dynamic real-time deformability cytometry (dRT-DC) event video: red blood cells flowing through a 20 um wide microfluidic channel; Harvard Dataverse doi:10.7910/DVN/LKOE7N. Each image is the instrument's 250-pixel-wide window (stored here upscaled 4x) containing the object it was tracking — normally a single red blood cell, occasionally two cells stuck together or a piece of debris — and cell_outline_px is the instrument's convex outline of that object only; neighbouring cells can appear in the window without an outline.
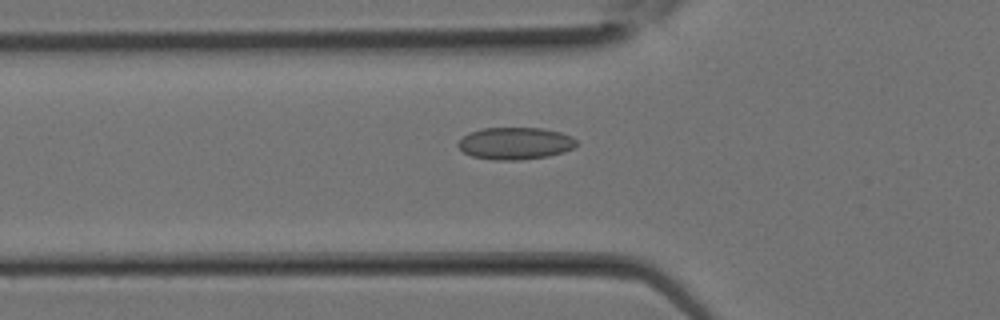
{"species": "Egyptian fruit bat (a non-hibernating species)", "species_latin": "Rousettus aegyptiacus", "temperature_condition": "room temperature", "stored_images_in_passage": 27, "camera_frame_rate_fps": 3000, "um_per_image_px": 0.085, "animal": {"sex": "female"}, "frame": {"image": 1, "passage_image": 9, "time_ms": 2.667, "image_size_px": [1000, 320], "cell_outline_px": [[576, 144], [572, 148], [564, 152], [548, 156], [520, 160], [492, 160], [472, 156], [464, 152], [456, 144], [464, 136], [472, 132], [484, 128], [540, 128], [560, 132], [572, 136], [576, 140]], "centroid_in_image_um": [43.8, 12.19], "position_along_channel_um": 82.0, "area_um2": 22.02}}
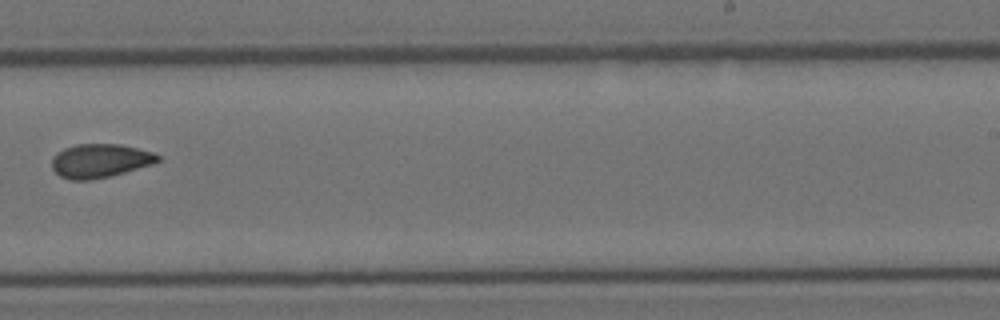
{"frame": {"image": 2, "passage_image": 17, "time_ms": 5.333, "image_size_px": [1000, 320], "cell_outline_px": [[160, 160], [152, 164], [124, 172], [108, 176], [88, 180], [72, 180], [60, 176], [52, 168], [52, 160], [56, 152], [64, 148], [76, 144], [120, 144], [152, 152], [160, 156]], "centroid_in_image_um": [8.47, 13.65], "position_along_channel_um": 280.5, "area_um2": 20.63}}
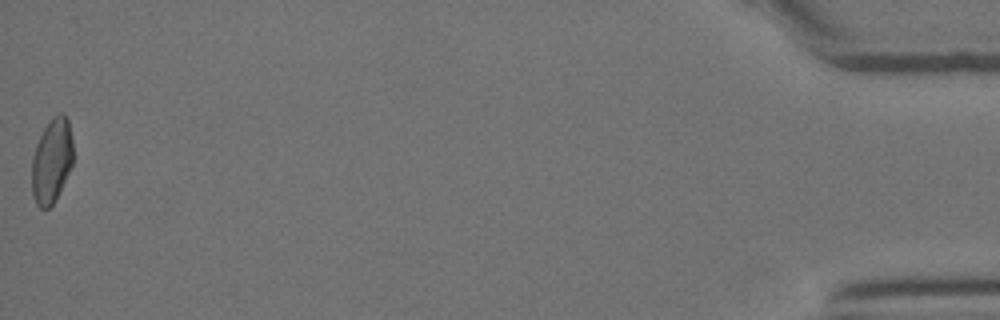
{"frame": {"image": 3, "passage_image": 27, "time_ms": 8.667, "image_size_px": [1000, 320], "cell_outline_px": [[72, 164], [56, 200], [48, 208], [40, 208], [36, 204], [32, 196], [32, 156], [36, 144], [48, 120], [52, 116], [60, 112], [64, 112], [68, 120], [72, 140]], "centroid_in_image_um": [4.38, 13.65], "position_along_channel_um": 430.8, "area_um2": 20.46}}